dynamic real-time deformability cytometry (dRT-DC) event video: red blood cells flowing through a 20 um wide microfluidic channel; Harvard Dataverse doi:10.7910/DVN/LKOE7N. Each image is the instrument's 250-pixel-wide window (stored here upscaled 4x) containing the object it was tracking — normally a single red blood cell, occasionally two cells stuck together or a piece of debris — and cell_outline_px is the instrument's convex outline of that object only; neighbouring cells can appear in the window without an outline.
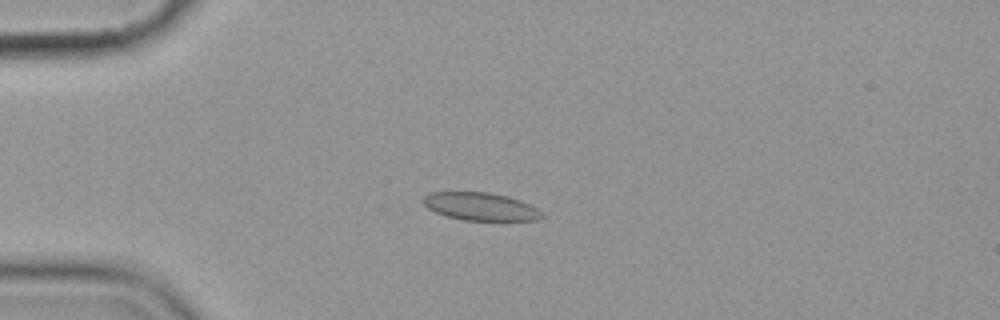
{"species": "common noctule bat (a hibernating species)", "species_latin": "Nyctalus noctula", "temperature_condition": "cold", "stored_images_in_passage": 7, "camera_frame_rate_fps": 3000, "um_per_image_px": 0.085, "animal": {"sex": "female", "body_mass_g": 19.9}, "frame": {"image": 1, "passage_image": 4, "time_ms": 4.333, "image_size_px": [1000, 320], "cell_outline_px": [[544, 216], [536, 220], [464, 220], [448, 216], [436, 212], [428, 208], [424, 204], [424, 196], [432, 192], [488, 192], [508, 196], [520, 200], [536, 208]], "centroid_in_image_um": [40.85, 17.55], "position_along_channel_um": 44.2, "area_um2": 18.96}}
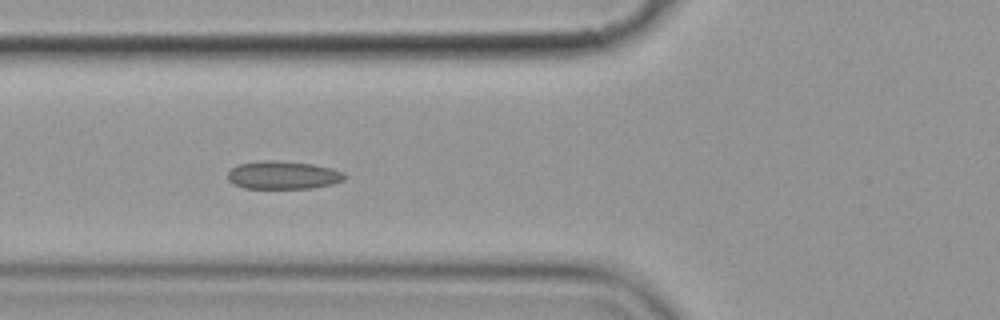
{"frame": {"image": 2, "passage_image": 6, "time_ms": 6.667, "image_size_px": [1000, 320], "cell_outline_px": [[344, 180], [332, 184], [312, 188], [244, 188], [232, 184], [228, 180], [228, 172], [236, 164], [264, 160], [276, 160], [312, 164], [332, 168], [344, 172]], "centroid_in_image_um": [24.03, 14.88], "position_along_channel_um": 101.8, "area_um2": 19.19}}
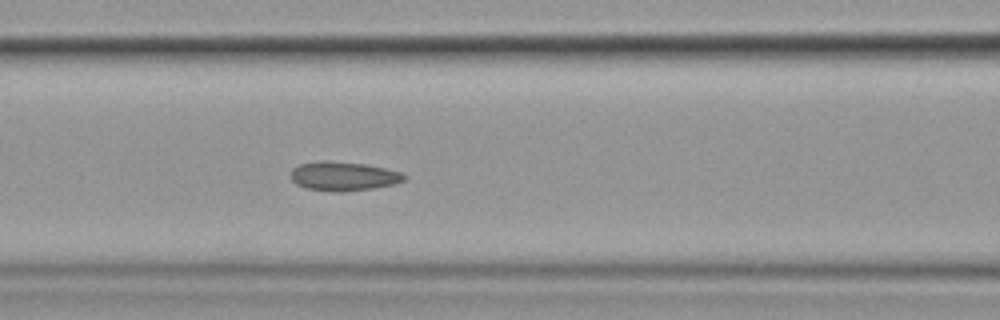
{"frame": {"image": 3, "passage_image": 7, "time_ms": 7.667, "image_size_px": [1000, 320], "cell_outline_px": [[408, 176], [404, 180], [396, 184], [372, 188], [340, 192], [332, 192], [304, 188], [296, 184], [292, 180], [292, 168], [300, 164], [320, 160], [368, 164], [400, 172]], "centroid_in_image_um": [29.19, 14.98], "position_along_channel_um": 137.4, "area_um2": 19.31}}